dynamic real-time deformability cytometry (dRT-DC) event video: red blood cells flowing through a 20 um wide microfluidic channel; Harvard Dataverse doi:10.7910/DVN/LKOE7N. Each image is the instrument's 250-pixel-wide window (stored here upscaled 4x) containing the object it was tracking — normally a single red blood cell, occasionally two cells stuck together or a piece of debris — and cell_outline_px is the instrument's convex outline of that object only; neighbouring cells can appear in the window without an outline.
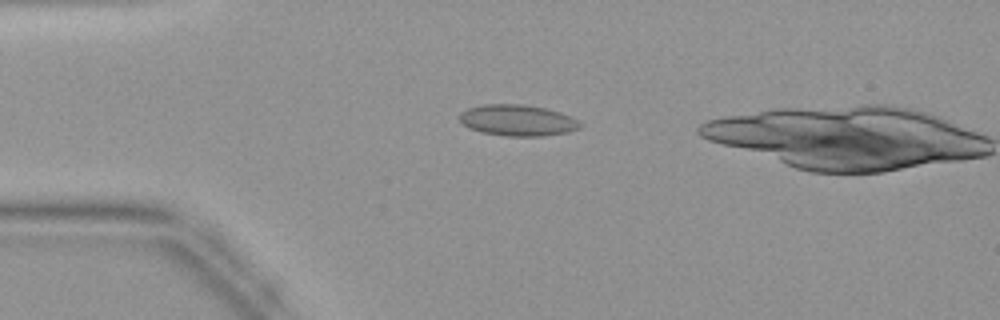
{"species": "common noctule bat (a hibernating species)", "species_latin": "Nyctalus noctula", "temperature_condition": "warm", "stored_images_in_passage": 9, "camera_frame_rate_fps": 3000, "um_per_image_px": 0.085, "animal": {"sex": "female", "body_mass_g": 19.9}, "frame": {"image": 1, "passage_image": 8, "time_ms": 2.333, "image_size_px": [1000, 320], "cell_outline_px": [[584, 124], [580, 128], [568, 132], [544, 136], [508, 136], [484, 132], [468, 128], [456, 116], [460, 112], [468, 108], [480, 104], [524, 104], [544, 108], [560, 112]], "centroid_in_image_um": [43.97, 10.22], "position_along_channel_um": 41.0, "area_um2": 21.96}}